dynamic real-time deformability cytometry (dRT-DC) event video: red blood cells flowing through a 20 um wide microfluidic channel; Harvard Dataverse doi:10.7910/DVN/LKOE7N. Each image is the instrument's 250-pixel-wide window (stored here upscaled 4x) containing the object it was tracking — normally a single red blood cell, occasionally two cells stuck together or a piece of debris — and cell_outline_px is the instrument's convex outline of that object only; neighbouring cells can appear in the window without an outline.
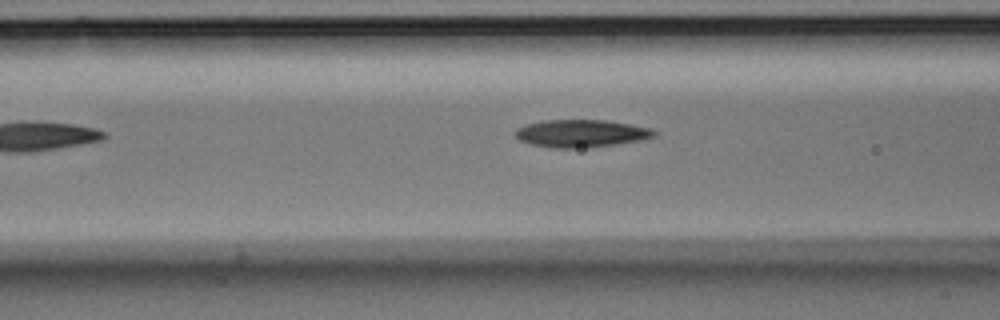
{"species": "Egyptian fruit bat (a non-hibernating species)", "species_latin": "Rousettus aegyptiacus", "temperature_condition": "room temperature", "stored_images_in_passage": 4, "camera_frame_rate_fps": 3000, "um_per_image_px": 0.085, "animal": {"sex": "male"}, "frame": {"image": 1, "passage_image": 4, "time_ms": 1.0, "image_size_px": [1000, 320], "cell_outline_px": [[656, 136], [640, 140], [612, 144], [572, 148], [552, 148], [532, 144], [520, 140], [512, 132], [516, 128], [528, 124], [544, 120], [608, 120], [652, 128], [656, 132]], "centroid_in_image_um": [49.38, 11.32], "position_along_channel_um": 117.2, "area_um2": 22.08}}